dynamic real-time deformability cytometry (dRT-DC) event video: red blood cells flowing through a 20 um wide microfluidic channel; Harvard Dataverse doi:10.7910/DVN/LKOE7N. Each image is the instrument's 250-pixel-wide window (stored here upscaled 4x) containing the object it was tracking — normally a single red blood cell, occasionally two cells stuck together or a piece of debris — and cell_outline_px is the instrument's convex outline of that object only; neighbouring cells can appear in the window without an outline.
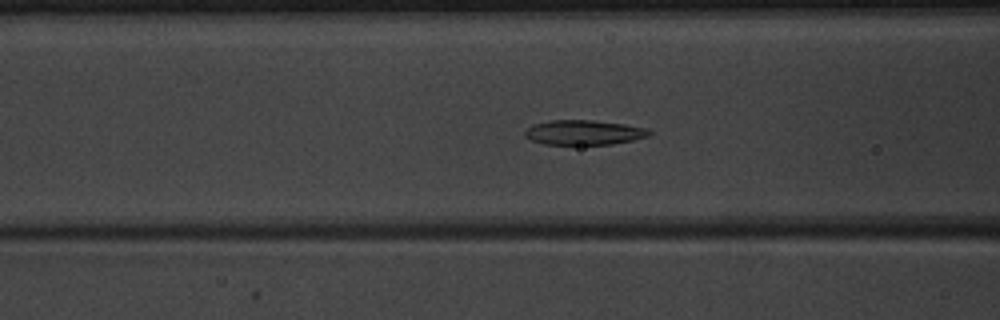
{"species": "common noctule bat (a hibernating species)", "species_latin": "Nyctalus noctula", "temperature_condition": "warm", "stored_images_in_passage": 38, "camera_frame_rate_fps": 3000, "um_per_image_px": 0.085, "animal": {"sex": "male", "body_mass_g": 20.1, "forearm_length_mm": 53.5}, "frame": {"image": 1, "passage_image": 7, "time_ms": 2.0, "image_size_px": [1000, 320], "cell_outline_px": [[652, 132], [648, 136], [632, 140], [612, 144], [544, 144], [532, 140], [524, 136], [524, 132], [528, 128], [536, 124], [552, 120], [592, 120], [624, 124], [648, 128]], "centroid_in_image_um": [49.65, 11.26], "position_along_channel_um": 116.9, "area_um2": 17.74}}
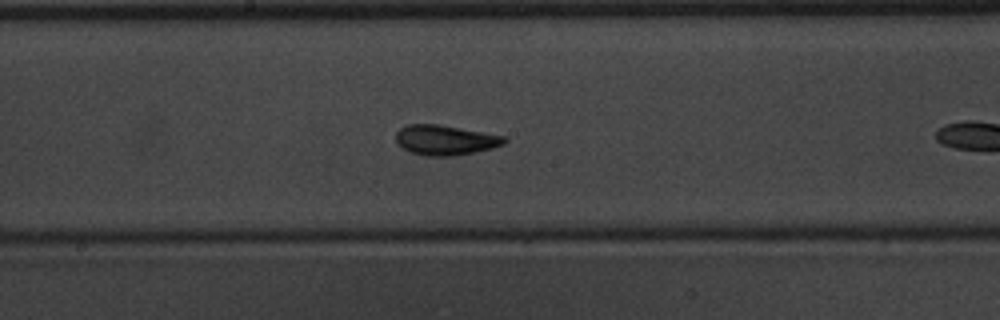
{"frame": {"image": 2, "passage_image": 14, "time_ms": 4.333, "image_size_px": [1000, 320], "cell_outline_px": [[508, 140], [504, 144], [492, 148], [452, 156], [424, 156], [412, 152], [396, 144], [396, 132], [400, 128], [408, 124], [440, 124], [504, 136]], "centroid_in_image_um": [37.82, 11.9], "position_along_channel_um": 210.4, "area_um2": 18.9}}
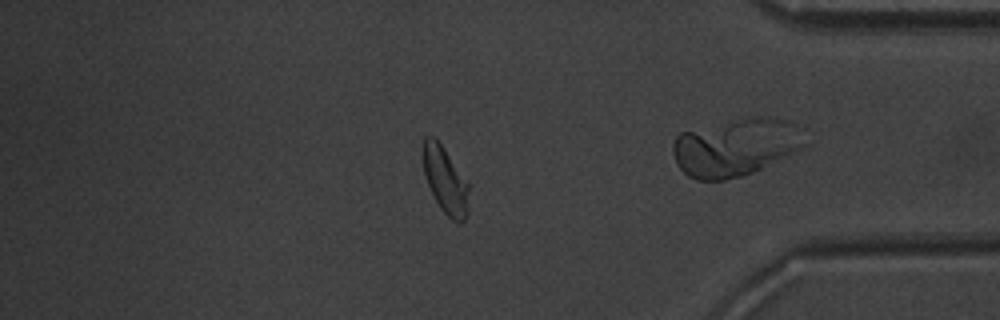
{"frame": {"image": 3, "passage_image": 30, "time_ms": 9.667, "image_size_px": [1000, 320], "cell_outline_px": [[468, 216], [460, 224], [452, 220], [440, 208], [428, 184], [424, 172], [424, 136], [432, 136], [440, 144], [468, 184]], "centroid_in_image_um": [37.87, 15.4], "position_along_channel_um": 397.3, "area_um2": 17.11}, "authors_computed_cell_mechanics": {"area_um2": 18.0625, "velocity_mm_per_s": 4.0, "shape_relaxation_time_tau1_ms": 2.9489, "shape_relaxation_time_tau2_ms": 1.6005, "deformation_change_tau1": 0.1301, "deformation_change_tau2": 0.0886}}